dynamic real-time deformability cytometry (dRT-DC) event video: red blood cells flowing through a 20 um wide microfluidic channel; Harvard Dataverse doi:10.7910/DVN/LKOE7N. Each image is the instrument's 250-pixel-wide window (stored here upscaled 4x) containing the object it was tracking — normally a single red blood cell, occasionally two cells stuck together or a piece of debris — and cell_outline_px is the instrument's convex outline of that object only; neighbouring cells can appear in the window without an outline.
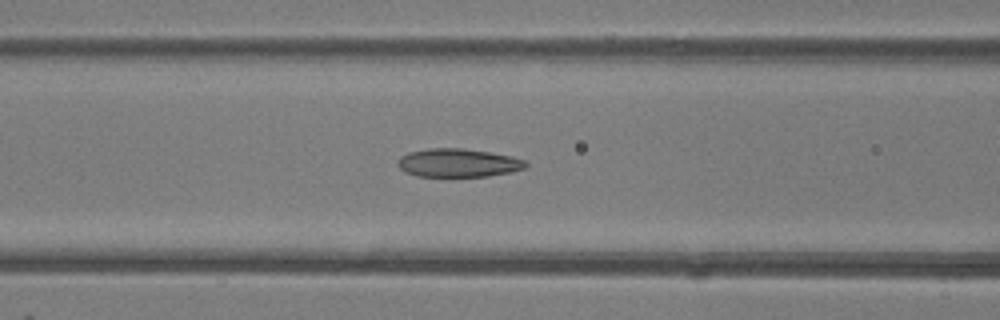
{"species": "common noctule bat (a hibernating species)", "species_latin": "Nyctalus noctula", "temperature_condition": "room temperature", "stored_images_in_passage": 39, "camera_frame_rate_fps": 3000, "um_per_image_px": 0.085, "animal": {"sex": "female"}, "frame": {"image": 1, "passage_image": 20, "time_ms": 6.333, "image_size_px": [1000, 320], "cell_outline_px": [[528, 164], [524, 168], [512, 172], [488, 176], [416, 176], [404, 172], [396, 164], [396, 160], [400, 156], [408, 152], [428, 148], [464, 148], [512, 156], [524, 160]], "centroid_in_image_um": [38.9, 13.84], "position_along_channel_um": 127.7, "area_um2": 21.33}}
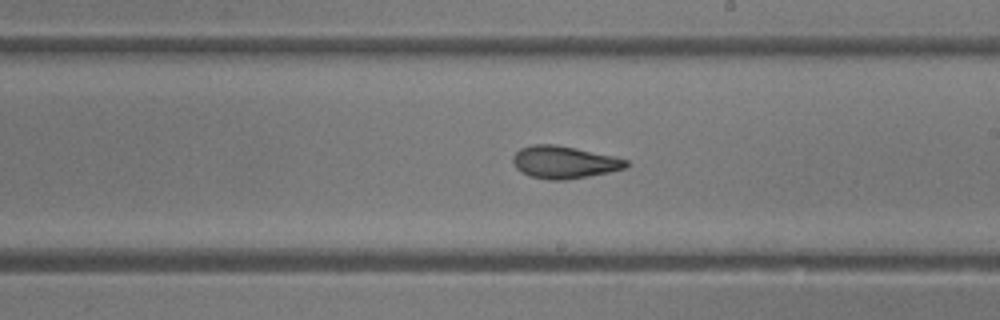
{"frame": {"image": 2, "passage_image": 28, "time_ms": 9.0, "image_size_px": [1000, 320], "cell_outline_px": [[628, 168], [588, 176], [564, 180], [548, 180], [528, 176], [520, 172], [516, 168], [512, 160], [512, 156], [520, 148], [532, 144], [556, 144], [576, 148], [612, 156], [628, 160]], "centroid_in_image_um": [47.91, 13.79], "position_along_channel_um": 241.1, "area_um2": 21.5}}
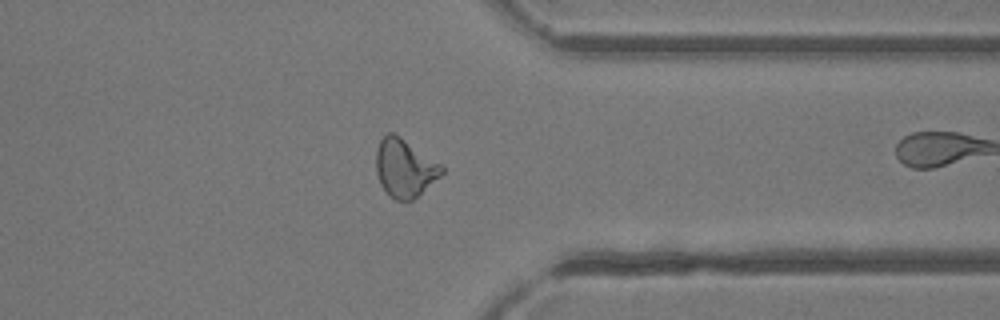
{"frame": {"image": 3, "passage_image": 38, "time_ms": 12.333, "image_size_px": [1000, 320], "cell_outline_px": [[444, 172], [440, 176], [412, 200], [396, 200], [388, 196], [380, 184], [376, 172], [376, 148], [380, 140], [388, 132], [392, 132], [400, 136], [440, 164], [444, 168]], "centroid_in_image_um": [34.36, 14.28], "position_along_channel_um": 377.0, "area_um2": 22.02}}